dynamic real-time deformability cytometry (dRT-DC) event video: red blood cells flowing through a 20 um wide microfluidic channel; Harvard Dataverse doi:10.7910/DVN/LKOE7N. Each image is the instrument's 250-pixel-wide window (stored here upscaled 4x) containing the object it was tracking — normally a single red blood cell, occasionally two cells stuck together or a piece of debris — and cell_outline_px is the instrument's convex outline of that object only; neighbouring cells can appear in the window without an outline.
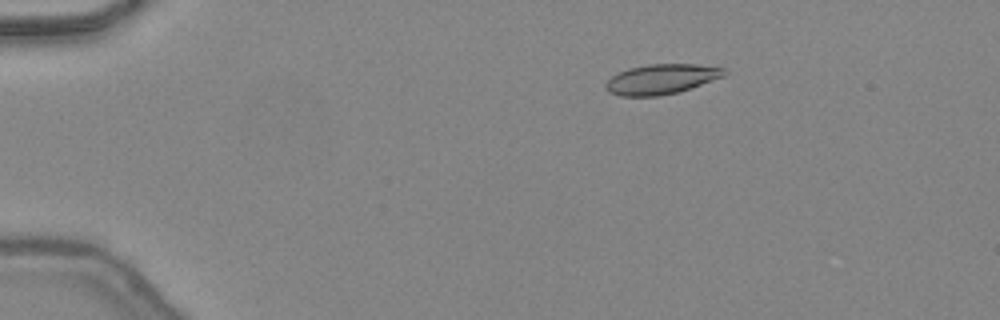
{"species": "common noctule bat (a hibernating species)", "species_latin": "Nyctalus noctula", "temperature_condition": "warm", "stored_images_in_passage": 15, "camera_frame_rate_fps": 3000, "um_per_image_px": 0.085, "animal": {"sex": "female", "body_mass_g": 24.6, "forearm_length_mm": 56.2}, "frame": {"image": 1, "passage_image": 9, "time_ms": 2.667, "image_size_px": [1000, 320], "cell_outline_px": [[728, 72], [724, 76], [680, 92], [656, 96], [620, 96], [608, 92], [604, 88], [604, 84], [612, 76], [628, 68], [648, 64], [696, 64], [724, 68]], "centroid_in_image_um": [56.2, 6.73], "position_along_channel_um": 28.8, "area_um2": 20.81}}